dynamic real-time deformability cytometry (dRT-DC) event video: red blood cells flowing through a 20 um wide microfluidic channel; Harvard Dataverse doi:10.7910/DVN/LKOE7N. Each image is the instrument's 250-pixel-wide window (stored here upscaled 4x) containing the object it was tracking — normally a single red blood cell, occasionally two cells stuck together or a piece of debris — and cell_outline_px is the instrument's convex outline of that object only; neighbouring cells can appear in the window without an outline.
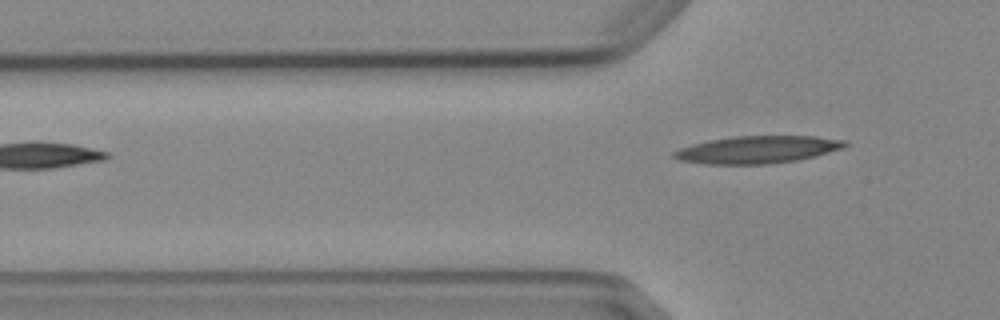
{"species": "Egyptian fruit bat (a non-hibernating species)", "species_latin": "Rousettus aegyptiacus", "temperature_condition": "cold", "stored_images_in_passage": 5, "camera_frame_rate_fps": 3000, "um_per_image_px": 0.085, "animal": {"sex": "female"}, "frame": {"image": 1, "passage_image": 5, "time_ms": 4.667, "image_size_px": [1000, 320], "cell_outline_px": [[848, 144], [844, 148], [816, 156], [800, 160], [768, 164], [704, 164], [680, 160], [672, 156], [672, 152], [680, 148], [692, 144], [708, 140], [732, 136], [816, 136], [844, 140]], "centroid_in_image_um": [64.39, 12.72], "position_along_channel_um": 61.4, "area_um2": 27.51}}